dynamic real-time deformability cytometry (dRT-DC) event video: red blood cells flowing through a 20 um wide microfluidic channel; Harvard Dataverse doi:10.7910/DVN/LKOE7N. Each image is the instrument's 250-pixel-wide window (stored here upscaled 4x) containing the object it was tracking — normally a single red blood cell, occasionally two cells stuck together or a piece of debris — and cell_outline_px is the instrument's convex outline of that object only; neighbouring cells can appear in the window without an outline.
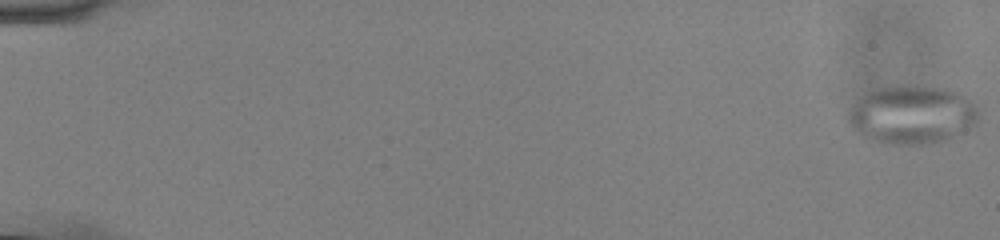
{"species": "common noctule bat (a hibernating species)", "species_latin": "Nyctalus noctula", "temperature_condition": "cold", "stored_images_in_passage": 13, "camera_frame_rate_fps": 3000, "um_per_image_px": 0.085, "animal": {"sex": "male", "body_mass_g": 13.0, "forearm_length_mm": 53.1}, "frame": {"image": 1, "passage_image": 1, "time_ms": 0.0, "image_size_px": [1000, 240], "cell_outline_px": [[976, 124], [944, 140], [932, 144], [880, 144], [868, 140], [860, 136], [852, 128], [848, 120], [848, 112], [852, 104], [860, 96], [872, 88], [944, 88], [956, 92], [972, 100], [976, 104]], "centroid_in_image_um": [77.44, 9.8], "position_along_channel_um": 7.6, "area_um2": 43.93}}